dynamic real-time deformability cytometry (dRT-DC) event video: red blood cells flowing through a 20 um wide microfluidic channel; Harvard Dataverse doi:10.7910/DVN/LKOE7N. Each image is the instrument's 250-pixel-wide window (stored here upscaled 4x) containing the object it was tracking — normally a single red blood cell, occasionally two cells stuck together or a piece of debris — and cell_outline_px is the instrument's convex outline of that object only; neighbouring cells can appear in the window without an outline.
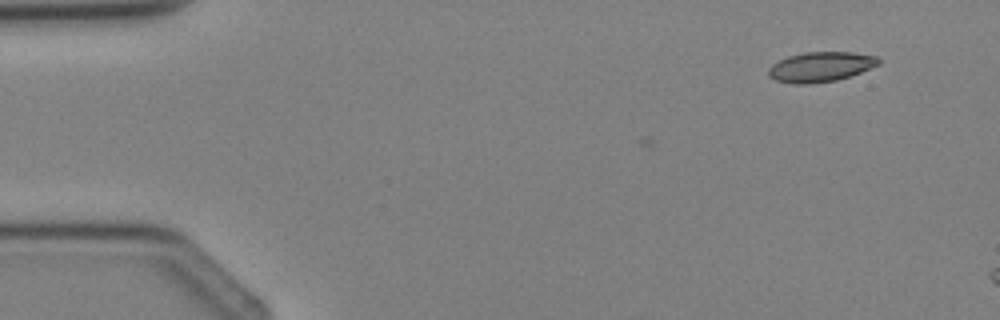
{"species": "Egyptian fruit bat (a non-hibernating species)", "species_latin": "Rousettus aegyptiacus", "temperature_condition": "cold", "stored_images_in_passage": 2, "camera_frame_rate_fps": 3000, "um_per_image_px": 0.085, "animal": {"sex": "female"}, "frame": {"image": 1, "passage_image": 2, "time_ms": 1.333, "image_size_px": [1000, 320], "cell_outline_px": [[880, 64], [860, 72], [836, 80], [808, 84], [796, 84], [776, 80], [768, 76], [768, 68], [772, 64], [788, 56], [804, 52], [852, 52], [880, 56]], "centroid_in_image_um": [69.76, 5.67], "position_along_channel_um": 15.2, "area_um2": 19.19}}